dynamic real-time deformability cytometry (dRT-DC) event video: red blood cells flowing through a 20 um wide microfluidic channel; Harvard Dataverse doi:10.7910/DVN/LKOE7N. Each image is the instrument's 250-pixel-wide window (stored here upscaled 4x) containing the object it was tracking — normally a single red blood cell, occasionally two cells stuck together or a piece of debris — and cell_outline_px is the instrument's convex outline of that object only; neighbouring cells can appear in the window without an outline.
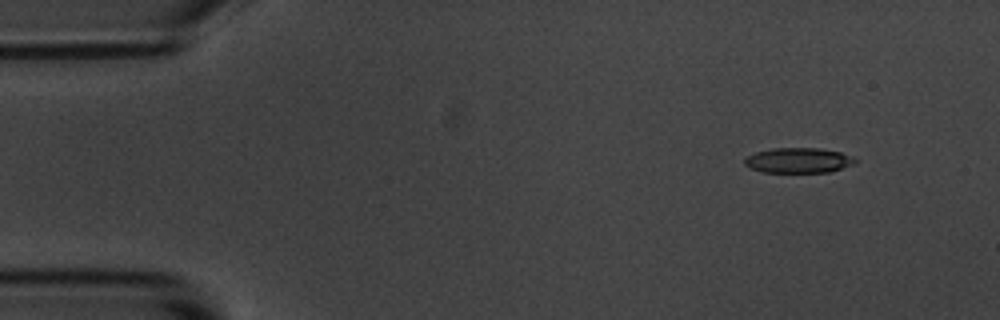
{"species": "common noctule bat (a hibernating species)", "species_latin": "Nyctalus noctula", "temperature_condition": "room temperature", "stored_images_in_passage": 5, "camera_frame_rate_fps": 3000, "um_per_image_px": 0.085, "animal": {"sex": "male", "body_mass_g": 20.1, "forearm_length_mm": 53.5}, "frame": {"image": 1, "passage_image": 1, "time_ms": 0.0, "image_size_px": [1000, 320], "cell_outline_px": [[860, 160], [852, 164], [828, 172], [764, 172], [752, 168], [744, 164], [744, 160], [748, 156], [756, 152], [772, 148], [820, 148], [840, 152], [852, 156]], "centroid_in_image_um": [67.88, 13.62], "position_along_channel_um": 17.1, "area_um2": 16.07}}
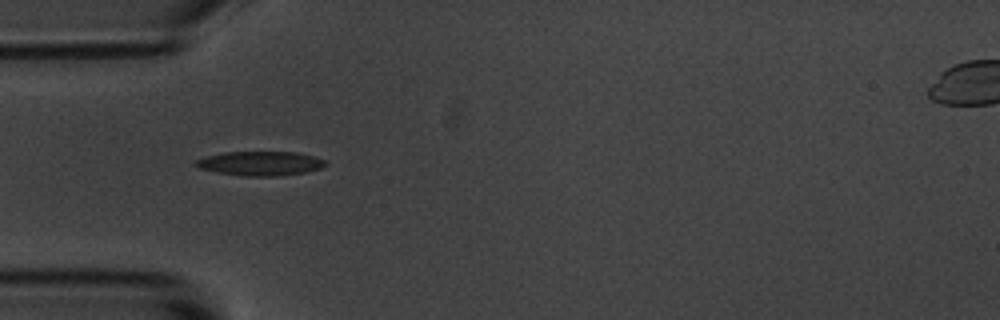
{"frame": {"image": 2, "passage_image": 4, "time_ms": 3.667, "image_size_px": [1000, 320], "cell_outline_px": [[328, 164], [320, 168], [304, 172], [280, 176], [244, 176], [216, 172], [200, 168], [192, 164], [196, 160], [208, 156], [224, 152], [296, 152], [312, 156], [324, 160]], "centroid_in_image_um": [22.11, 13.89], "position_along_channel_um": 62.9, "area_um2": 18.21}}